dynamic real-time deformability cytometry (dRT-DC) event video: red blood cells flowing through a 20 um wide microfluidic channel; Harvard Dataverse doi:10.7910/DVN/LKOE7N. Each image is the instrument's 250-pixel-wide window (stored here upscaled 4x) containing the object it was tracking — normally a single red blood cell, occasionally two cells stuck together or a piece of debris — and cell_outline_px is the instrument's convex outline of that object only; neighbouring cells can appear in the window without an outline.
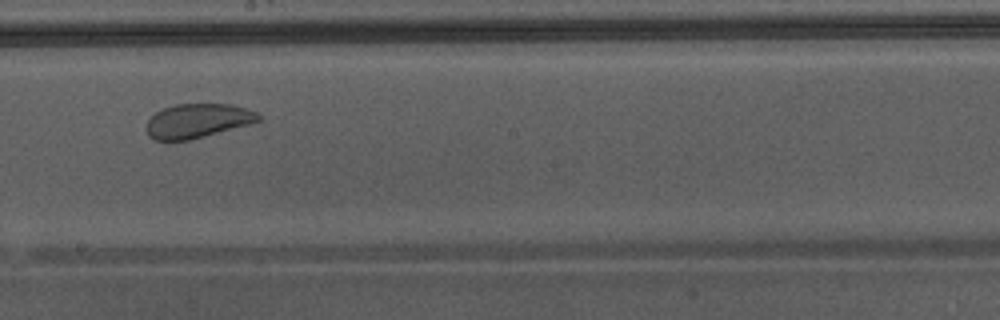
{"species": "Egyptian fruit bat (a non-hibernating species)", "species_latin": "Rousettus aegyptiacus", "temperature_condition": "warm", "stored_images_in_passage": 35, "camera_frame_rate_fps": 3000, "um_per_image_px": 0.085, "animal": {"sex": "male"}, "frame": {"image": 1, "passage_image": 16, "time_ms": 5.0, "image_size_px": [1000, 320], "cell_outline_px": [[264, 116], [260, 120], [248, 124], [188, 140], [156, 140], [148, 136], [144, 128], [148, 120], [156, 112], [164, 108], [176, 104], [232, 104], [256, 112]], "centroid_in_image_um": [16.76, 10.26], "position_along_channel_um": 231.4, "area_um2": 22.14}, "authors_computed_cell_mechanics": {"area_um2": 27.1082, "velocity_mm_per_s": 4.3418, "shape_relaxation_time_tau1_ms": null, "shape_relaxation_time_tau2_ms": 0.8192, "deformation_change_tau1": null, "deformation_change_tau2": 0.0713}}